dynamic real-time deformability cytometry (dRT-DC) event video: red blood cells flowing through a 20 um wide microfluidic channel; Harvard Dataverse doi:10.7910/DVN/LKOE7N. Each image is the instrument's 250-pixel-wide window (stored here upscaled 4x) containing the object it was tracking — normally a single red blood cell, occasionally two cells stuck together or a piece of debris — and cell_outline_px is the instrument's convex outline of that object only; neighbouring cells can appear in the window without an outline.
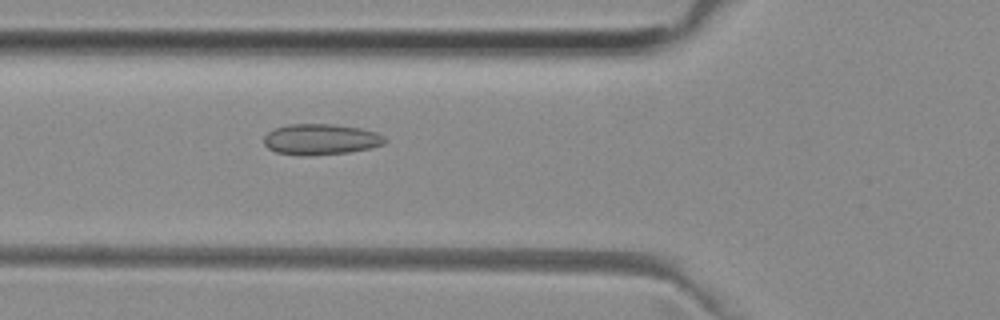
{"species": "common noctule bat (a hibernating species)", "species_latin": "Nyctalus noctula", "temperature_condition": "room temperature", "stored_images_in_passage": 37, "camera_frame_rate_fps": 3000, "um_per_image_px": 0.085, "animal": {"sex": "female", "body_mass_g": 29.2, "forearm_length_mm": 56.3}, "frame": {"image": 1, "passage_image": 8, "time_ms": 2.333, "image_size_px": [1000, 320], "cell_outline_px": [[388, 140], [384, 144], [372, 148], [348, 152], [308, 156], [296, 156], [276, 152], [268, 148], [264, 144], [264, 136], [268, 132], [276, 128], [288, 124], [332, 124], [360, 128], [376, 132], [384, 136]], "centroid_in_image_um": [27.27, 11.85], "position_along_channel_um": 98.5, "area_um2": 21.96}}
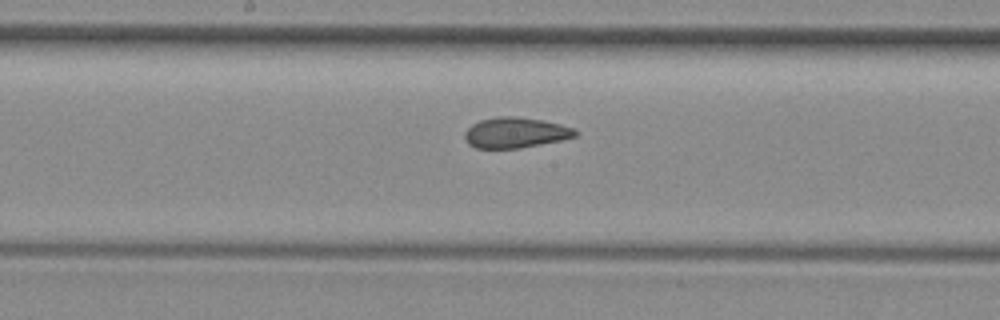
{"frame": {"image": 2, "passage_image": 16, "time_ms": 5.0, "image_size_px": [1000, 320], "cell_outline_px": [[580, 132], [576, 136], [560, 140], [520, 148], [476, 148], [468, 144], [464, 140], [464, 132], [472, 124], [480, 120], [496, 116], [516, 116], [544, 120], [576, 128]], "centroid_in_image_um": [43.81, 11.26], "position_along_channel_um": 204.4, "area_um2": 19.88}}
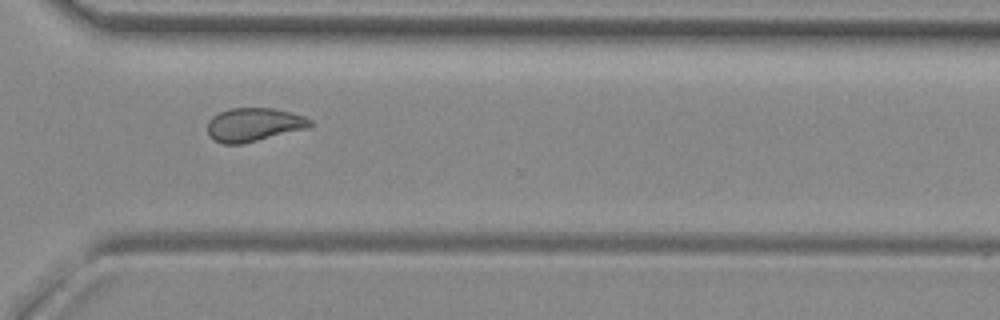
{"frame": {"image": 3, "passage_image": 27, "time_ms": 8.667, "image_size_px": [1000, 320], "cell_outline_px": [[312, 124], [308, 128], [240, 144], [224, 144], [212, 140], [208, 136], [208, 120], [212, 116], [220, 112], [232, 108], [272, 108], [304, 116], [312, 120]], "centroid_in_image_um": [21.54, 10.6], "position_along_channel_um": 349.1, "area_um2": 19.94}, "authors_computed_cell_mechanics": {"area_um2": 19.8832, "velocity_mm_per_s": 3.95, "shape_relaxation_time_tau1_ms": null, "shape_relaxation_time_tau2_ms": 1.4457, "deformation_change_tau1": null, "deformation_change_tau2": 0.0827}}